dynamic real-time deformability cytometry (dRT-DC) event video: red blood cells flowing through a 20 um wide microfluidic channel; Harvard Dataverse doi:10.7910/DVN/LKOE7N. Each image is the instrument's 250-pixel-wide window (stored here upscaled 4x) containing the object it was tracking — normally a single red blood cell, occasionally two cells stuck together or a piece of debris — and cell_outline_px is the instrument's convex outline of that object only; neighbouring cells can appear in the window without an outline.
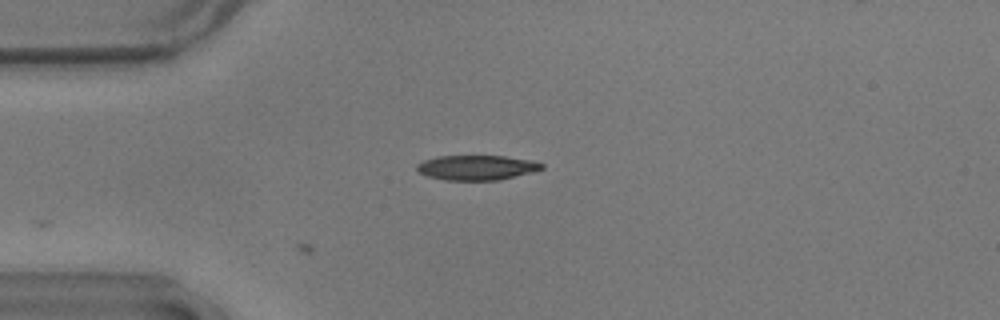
{"species": "common noctule bat (a hibernating species)", "species_latin": "Nyctalus noctula", "temperature_condition": "warm", "stored_images_in_passage": 2, "camera_frame_rate_fps": 3000, "um_per_image_px": 0.085, "animal": {"sex": "male", "body_mass_g": 17.9}, "frame": {"image": 1, "passage_image": 2, "time_ms": 0.333, "image_size_px": [1000, 320], "cell_outline_px": [[544, 168], [532, 172], [500, 180], [444, 180], [428, 176], [420, 172], [416, 168], [416, 164], [424, 160], [436, 156], [504, 156], [532, 160], [544, 164]], "centroid_in_image_um": [40.53, 14.24], "position_along_channel_um": 44.5, "area_um2": 18.09}}